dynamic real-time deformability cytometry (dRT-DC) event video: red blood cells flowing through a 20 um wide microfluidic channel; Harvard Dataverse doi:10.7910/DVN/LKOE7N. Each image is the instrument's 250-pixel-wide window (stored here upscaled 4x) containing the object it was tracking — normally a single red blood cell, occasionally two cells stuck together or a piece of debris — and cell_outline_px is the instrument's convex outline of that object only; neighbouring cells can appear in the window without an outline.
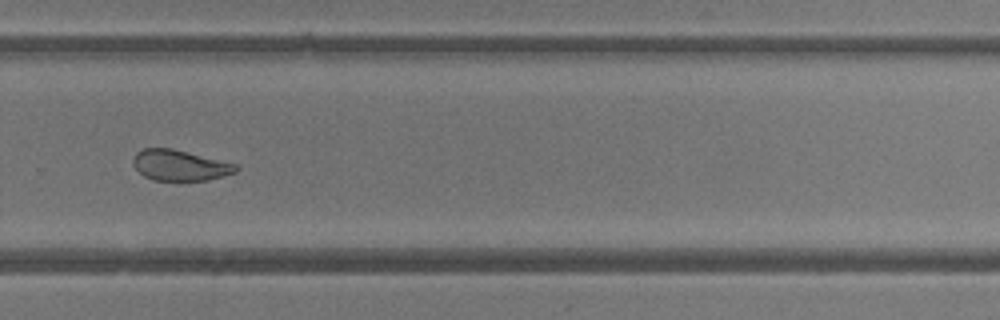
{"species": "common noctule bat (a hibernating species)", "species_latin": "Nyctalus noctula", "temperature_condition": "room temperature", "stored_images_in_passage": 36, "camera_frame_rate_fps": 3000, "um_per_image_px": 0.085, "animal": {"sex": "female"}, "frame": {"image": 1, "passage_image": 21, "time_ms": 6.667, "image_size_px": [1000, 320], "cell_outline_px": [[240, 168], [236, 172], [224, 176], [208, 180], [152, 180], [144, 176], [132, 164], [132, 160], [136, 152], [144, 148], [172, 148], [236, 164]], "centroid_in_image_um": [15.28, 14.05], "position_along_channel_um": 314.5, "area_um2": 18.38}}
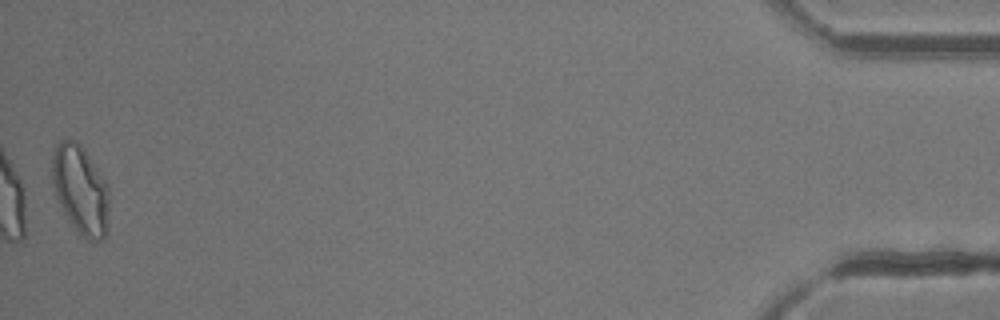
{"frame": {"image": 2, "passage_image": 36, "time_ms": 11.667, "image_size_px": [1000, 320], "cell_outline_px": [[108, 228], [104, 236], [100, 240], [88, 240], [68, 220], [56, 196], [52, 184], [52, 156], [56, 144], [60, 140], [76, 140], [84, 148], [104, 180], [108, 188]], "centroid_in_image_um": [6.83, 16.1], "position_along_channel_um": 428.4, "area_um2": 29.19}, "authors_computed_cell_mechanics": {"area_um2": 20.7213, "velocity_mm_per_s": 4.2222, "shape_relaxation_time_tau1_ms": null, "shape_relaxation_time_tau2_ms": 1.9255, "deformation_change_tau1": null, "deformation_change_tau2": 0.0865}}